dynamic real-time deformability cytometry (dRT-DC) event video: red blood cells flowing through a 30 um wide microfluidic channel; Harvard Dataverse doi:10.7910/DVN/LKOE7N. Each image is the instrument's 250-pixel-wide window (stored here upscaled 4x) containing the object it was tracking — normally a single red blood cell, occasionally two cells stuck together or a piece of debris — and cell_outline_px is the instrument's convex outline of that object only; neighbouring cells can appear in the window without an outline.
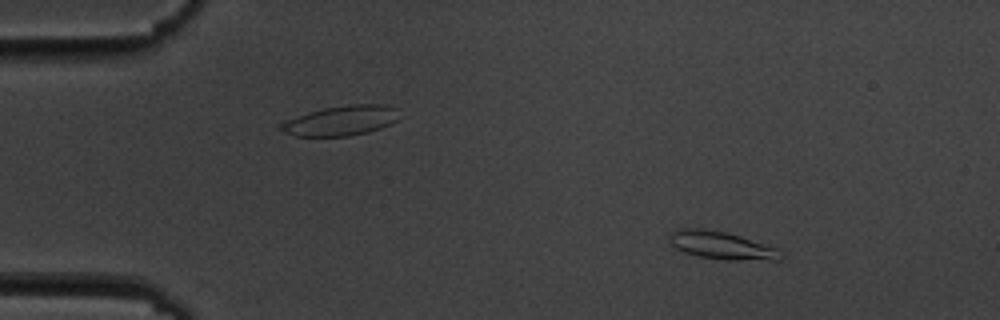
{"species": "common noctule bat (a hibernating species)", "species_latin": "Nyctalus noctula", "temperature_condition": "cold", "stored_images_in_passage": 9, "camera_frame_rate_fps": 3000, "um_per_image_px": 0.085, "animal": {"sex": "male", "body_mass_g": 19.5, "forearm_length_mm": 54.6}, "frame": {"image": 1, "passage_image": 3, "time_ms": 2.333, "image_size_px": [1000, 320], "cell_outline_px": [[784, 256], [780, 260], [724, 260], [700, 256], [684, 252], [676, 248], [668, 240], [668, 236], [676, 228], [704, 228], [724, 232], [740, 236], [776, 248]], "centroid_in_image_um": [61.3, 20.86], "position_along_channel_um": 23.7, "area_um2": 17.98}}
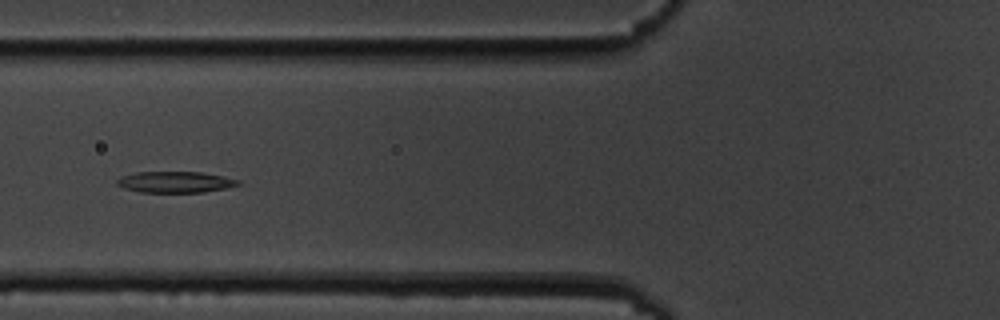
{"frame": {"image": 2, "passage_image": 7, "time_ms": 7.0, "image_size_px": [1000, 320], "cell_outline_px": [[240, 184], [224, 188], [204, 192], [140, 192], [124, 188], [116, 184], [116, 180], [120, 176], [136, 172], [200, 172], [224, 176], [240, 180]], "centroid_in_image_um": [14.86, 15.47], "position_along_channel_um": 110.9, "area_um2": 14.91}}
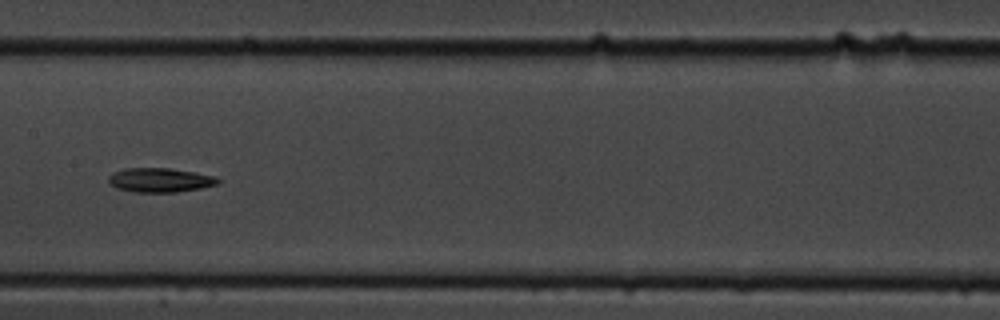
{"frame": {"image": 3, "passage_image": 9, "time_ms": 9.333, "image_size_px": [1000, 320], "cell_outline_px": [[220, 184], [200, 188], [176, 192], [132, 192], [116, 188], [108, 184], [108, 176], [112, 172], [124, 168], [168, 168], [216, 176], [220, 180]], "centroid_in_image_um": [13.56, 15.31], "position_along_channel_um": 193.8, "area_um2": 15.61}}